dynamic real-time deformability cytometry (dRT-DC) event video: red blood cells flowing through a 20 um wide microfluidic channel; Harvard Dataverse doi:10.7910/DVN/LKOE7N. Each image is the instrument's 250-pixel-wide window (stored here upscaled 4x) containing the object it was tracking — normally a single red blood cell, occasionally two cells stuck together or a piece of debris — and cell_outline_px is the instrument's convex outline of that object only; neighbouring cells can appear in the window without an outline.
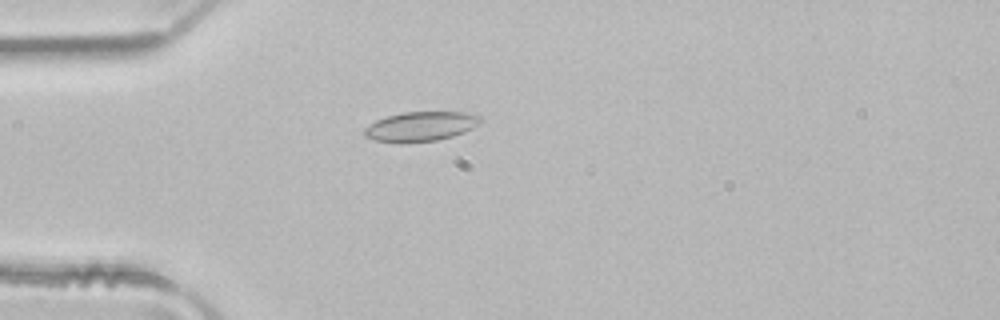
{"species": "common noctule bat (a hibernating species)", "species_latin": "Nyctalus noctula", "temperature_condition": "room temperature", "stored_images_in_passage": 1, "camera_frame_rate_fps": 3000, "um_per_image_px": 0.085, "animal": {"sex": "male", "body_mass_g": 21.5, "forearm_length_mm": 52.0}, "frame": {"image": 1, "passage_image": 1, "time_ms": 0.0, "image_size_px": [1000, 320], "cell_outline_px": [[484, 120], [480, 124], [464, 132], [452, 136], [436, 140], [408, 144], [400, 144], [376, 140], [364, 136], [364, 128], [376, 120], [388, 116], [404, 112], [476, 112]], "centroid_in_image_um": [35.8, 10.75], "position_along_channel_um": 49.2, "area_um2": 20.4}}